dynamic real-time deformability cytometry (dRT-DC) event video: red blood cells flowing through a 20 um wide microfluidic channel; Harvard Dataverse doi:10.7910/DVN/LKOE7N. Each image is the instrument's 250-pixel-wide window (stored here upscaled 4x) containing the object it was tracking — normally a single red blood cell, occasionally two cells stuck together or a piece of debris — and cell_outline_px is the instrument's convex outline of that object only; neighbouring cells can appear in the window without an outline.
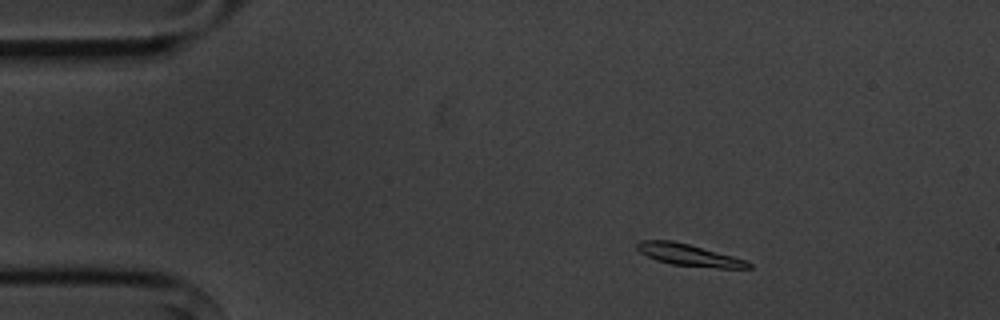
{"species": "common noctule bat (a hibernating species)", "species_latin": "Nyctalus noctula", "temperature_condition": "cold", "stored_images_in_passage": 4, "camera_frame_rate_fps": 3000, "um_per_image_px": 0.085, "animal": {"sex": "male", "body_mass_g": 20.1, "forearm_length_mm": 53.5}, "frame": {"image": 1, "passage_image": 2, "time_ms": 1.0, "image_size_px": [1000, 320], "cell_outline_px": [[752, 268], [720, 268], [672, 264], [656, 260], [640, 252], [636, 248], [636, 244], [640, 240], [672, 240], [688, 244], [732, 256], [744, 260], [752, 264]], "centroid_in_image_um": [58.52, 21.66], "position_along_channel_um": 26.5, "area_um2": 13.87}}